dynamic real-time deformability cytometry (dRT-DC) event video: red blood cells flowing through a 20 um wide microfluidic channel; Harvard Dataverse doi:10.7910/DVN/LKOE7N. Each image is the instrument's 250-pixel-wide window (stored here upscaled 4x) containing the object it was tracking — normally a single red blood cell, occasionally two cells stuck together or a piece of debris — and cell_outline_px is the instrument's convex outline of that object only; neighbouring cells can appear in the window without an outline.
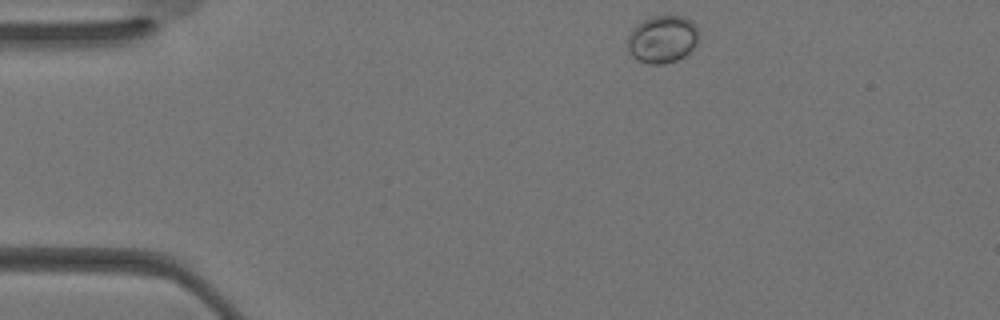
{"species": "Egyptian fruit bat (a non-hibernating species)", "species_latin": "Rousettus aegyptiacus", "temperature_condition": "warm", "stored_images_in_passage": 30, "camera_frame_rate_fps": 3000, "um_per_image_px": 0.085, "animal": {"sex": "female"}, "frame": {"image": 1, "passage_image": 1, "time_ms": 0.0, "image_size_px": [1000, 320], "cell_outline_px": [[700, 40], [684, 56], [676, 60], [664, 64], [652, 64], [636, 60], [628, 52], [628, 36], [632, 28], [636, 24], [652, 16], [684, 16], [696, 24], [700, 32]], "centroid_in_image_um": [56.32, 3.32], "position_along_channel_um": 28.7, "area_um2": 20.0}}
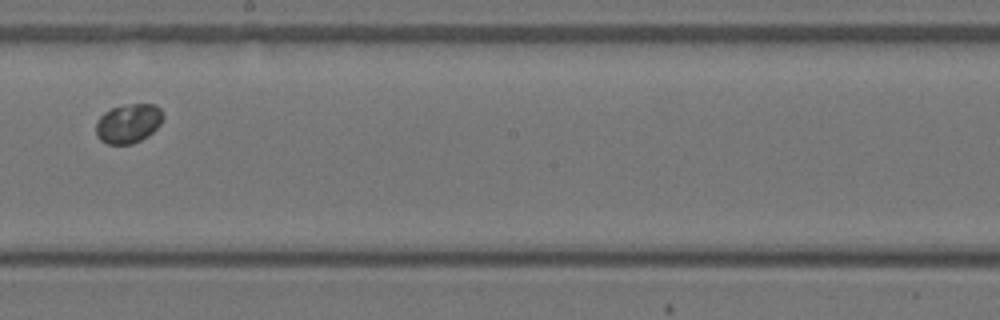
{"frame": {"image": 2, "passage_image": 15, "time_ms": 4.667, "image_size_px": [1000, 320], "cell_outline_px": [[164, 116], [160, 124], [148, 136], [132, 144], [108, 144], [100, 140], [96, 136], [96, 124], [100, 116], [104, 112], [112, 108], [124, 104], [152, 104], [160, 108], [164, 112]], "centroid_in_image_um": [10.91, 10.49], "position_along_channel_um": 237.3, "area_um2": 15.43}}
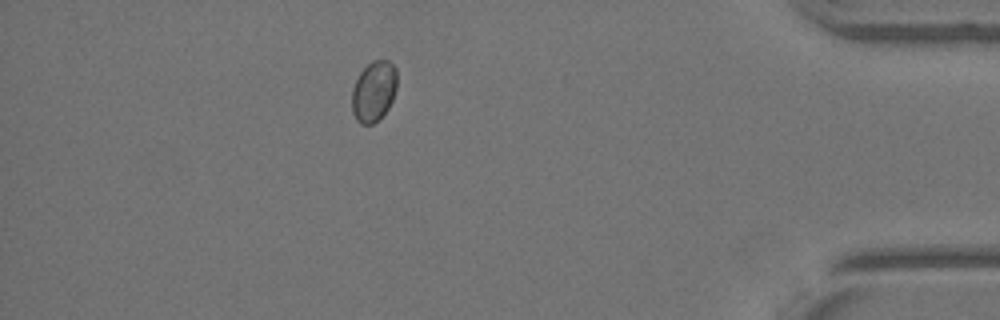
{"frame": {"image": 3, "passage_image": 26, "time_ms": 8.333, "image_size_px": [1000, 320], "cell_outline_px": [[396, 88], [392, 100], [388, 108], [372, 124], [360, 124], [356, 120], [352, 112], [352, 88], [360, 72], [372, 60], [388, 60], [396, 68]], "centroid_in_image_um": [31.75, 7.75], "position_along_channel_um": 403.4, "area_um2": 15.78}}